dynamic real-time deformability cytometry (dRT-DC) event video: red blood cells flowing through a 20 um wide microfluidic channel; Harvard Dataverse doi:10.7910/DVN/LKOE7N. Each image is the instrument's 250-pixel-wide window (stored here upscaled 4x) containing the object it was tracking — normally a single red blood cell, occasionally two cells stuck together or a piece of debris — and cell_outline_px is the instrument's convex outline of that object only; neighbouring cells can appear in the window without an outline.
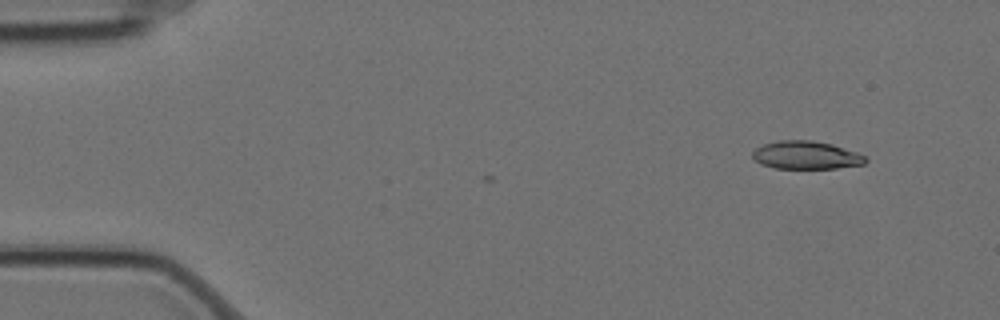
{"species": "Egyptian fruit bat (a non-hibernating species)", "species_latin": "Rousettus aegyptiacus", "temperature_condition": "cold", "stored_images_in_passage": 4, "camera_frame_rate_fps": 3000, "um_per_image_px": 0.085, "animal": {"sex": "female"}, "frame": {"image": 1, "passage_image": 2, "time_ms": 0.333, "image_size_px": [1000, 320], "cell_outline_px": [[868, 160], [864, 164], [836, 168], [776, 168], [760, 164], [752, 156], [752, 152], [756, 148], [764, 144], [776, 140], [812, 140], [832, 144], [856, 152], [864, 156]], "centroid_in_image_um": [68.5, 13.18], "position_along_channel_um": 16.5, "area_um2": 18.38}}
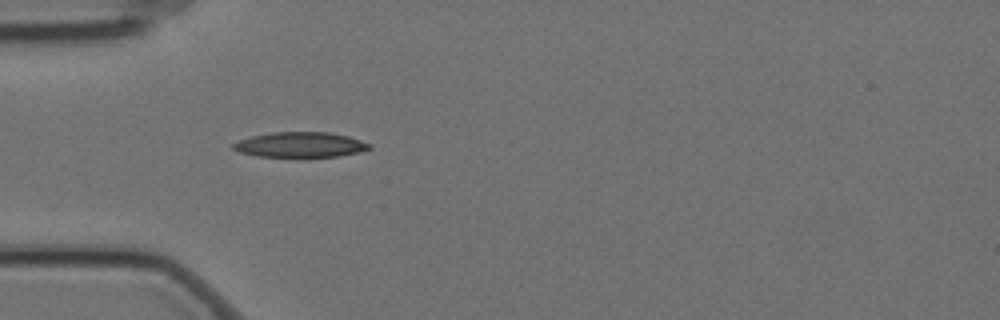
{"frame": {"image": 2, "passage_image": 4, "time_ms": 1.0, "image_size_px": [1000, 320], "cell_outline_px": [[372, 148], [360, 152], [340, 156], [308, 160], [300, 160], [256, 156], [240, 152], [232, 148], [232, 144], [240, 140], [252, 136], [272, 132], [328, 132], [348, 136], [372, 144]], "centroid_in_image_um": [25.55, 12.36], "position_along_channel_um": 59.4, "area_um2": 21.15}}